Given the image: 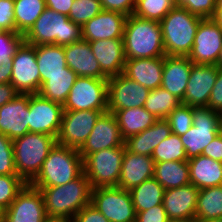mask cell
Segmentation results:
<instances>
[{"instance_id": "51", "label": "cell", "mask_w": 222, "mask_h": 222, "mask_svg": "<svg viewBox=\"0 0 222 222\" xmlns=\"http://www.w3.org/2000/svg\"><path fill=\"white\" fill-rule=\"evenodd\" d=\"M45 2L47 8L68 16L74 0H45Z\"/></svg>"}, {"instance_id": "36", "label": "cell", "mask_w": 222, "mask_h": 222, "mask_svg": "<svg viewBox=\"0 0 222 222\" xmlns=\"http://www.w3.org/2000/svg\"><path fill=\"white\" fill-rule=\"evenodd\" d=\"M181 100L162 87L150 90L144 108L157 119H166Z\"/></svg>"}, {"instance_id": "52", "label": "cell", "mask_w": 222, "mask_h": 222, "mask_svg": "<svg viewBox=\"0 0 222 222\" xmlns=\"http://www.w3.org/2000/svg\"><path fill=\"white\" fill-rule=\"evenodd\" d=\"M18 94L11 83L0 84V107L13 100Z\"/></svg>"}, {"instance_id": "35", "label": "cell", "mask_w": 222, "mask_h": 222, "mask_svg": "<svg viewBox=\"0 0 222 222\" xmlns=\"http://www.w3.org/2000/svg\"><path fill=\"white\" fill-rule=\"evenodd\" d=\"M46 8L45 0H14L15 32L24 35Z\"/></svg>"}, {"instance_id": "27", "label": "cell", "mask_w": 222, "mask_h": 222, "mask_svg": "<svg viewBox=\"0 0 222 222\" xmlns=\"http://www.w3.org/2000/svg\"><path fill=\"white\" fill-rule=\"evenodd\" d=\"M172 133L166 119H158L152 126L124 141L125 148L135 154L152 156L158 144Z\"/></svg>"}, {"instance_id": "61", "label": "cell", "mask_w": 222, "mask_h": 222, "mask_svg": "<svg viewBox=\"0 0 222 222\" xmlns=\"http://www.w3.org/2000/svg\"><path fill=\"white\" fill-rule=\"evenodd\" d=\"M216 9H222V0H216Z\"/></svg>"}, {"instance_id": "12", "label": "cell", "mask_w": 222, "mask_h": 222, "mask_svg": "<svg viewBox=\"0 0 222 222\" xmlns=\"http://www.w3.org/2000/svg\"><path fill=\"white\" fill-rule=\"evenodd\" d=\"M10 83L20 94H38L40 72L36 62L35 46L25 41L17 49L12 60Z\"/></svg>"}, {"instance_id": "8", "label": "cell", "mask_w": 222, "mask_h": 222, "mask_svg": "<svg viewBox=\"0 0 222 222\" xmlns=\"http://www.w3.org/2000/svg\"><path fill=\"white\" fill-rule=\"evenodd\" d=\"M220 115L209 107H193V125L180 136L188 160L201 155L219 134Z\"/></svg>"}, {"instance_id": "6", "label": "cell", "mask_w": 222, "mask_h": 222, "mask_svg": "<svg viewBox=\"0 0 222 222\" xmlns=\"http://www.w3.org/2000/svg\"><path fill=\"white\" fill-rule=\"evenodd\" d=\"M56 138L43 133L28 132L12 140L17 175L29 184L39 173Z\"/></svg>"}, {"instance_id": "48", "label": "cell", "mask_w": 222, "mask_h": 222, "mask_svg": "<svg viewBox=\"0 0 222 222\" xmlns=\"http://www.w3.org/2000/svg\"><path fill=\"white\" fill-rule=\"evenodd\" d=\"M208 107L213 111L222 113V67L219 68L218 75L208 101Z\"/></svg>"}, {"instance_id": "26", "label": "cell", "mask_w": 222, "mask_h": 222, "mask_svg": "<svg viewBox=\"0 0 222 222\" xmlns=\"http://www.w3.org/2000/svg\"><path fill=\"white\" fill-rule=\"evenodd\" d=\"M193 62L187 56H164L161 87L181 101L190 77Z\"/></svg>"}, {"instance_id": "45", "label": "cell", "mask_w": 222, "mask_h": 222, "mask_svg": "<svg viewBox=\"0 0 222 222\" xmlns=\"http://www.w3.org/2000/svg\"><path fill=\"white\" fill-rule=\"evenodd\" d=\"M0 30L15 32L14 0H0Z\"/></svg>"}, {"instance_id": "4", "label": "cell", "mask_w": 222, "mask_h": 222, "mask_svg": "<svg viewBox=\"0 0 222 222\" xmlns=\"http://www.w3.org/2000/svg\"><path fill=\"white\" fill-rule=\"evenodd\" d=\"M204 18L187 9L173 7L159 22L167 56H188L200 22Z\"/></svg>"}, {"instance_id": "50", "label": "cell", "mask_w": 222, "mask_h": 222, "mask_svg": "<svg viewBox=\"0 0 222 222\" xmlns=\"http://www.w3.org/2000/svg\"><path fill=\"white\" fill-rule=\"evenodd\" d=\"M202 155L222 162V137L219 134L205 147Z\"/></svg>"}, {"instance_id": "22", "label": "cell", "mask_w": 222, "mask_h": 222, "mask_svg": "<svg viewBox=\"0 0 222 222\" xmlns=\"http://www.w3.org/2000/svg\"><path fill=\"white\" fill-rule=\"evenodd\" d=\"M199 191L191 183L174 189H166L162 204L169 220L195 217Z\"/></svg>"}, {"instance_id": "31", "label": "cell", "mask_w": 222, "mask_h": 222, "mask_svg": "<svg viewBox=\"0 0 222 222\" xmlns=\"http://www.w3.org/2000/svg\"><path fill=\"white\" fill-rule=\"evenodd\" d=\"M154 178L166 189L190 184L188 161H164L154 164Z\"/></svg>"}, {"instance_id": "44", "label": "cell", "mask_w": 222, "mask_h": 222, "mask_svg": "<svg viewBox=\"0 0 222 222\" xmlns=\"http://www.w3.org/2000/svg\"><path fill=\"white\" fill-rule=\"evenodd\" d=\"M175 6L187 9L202 18H211L216 9V0H175Z\"/></svg>"}, {"instance_id": "49", "label": "cell", "mask_w": 222, "mask_h": 222, "mask_svg": "<svg viewBox=\"0 0 222 222\" xmlns=\"http://www.w3.org/2000/svg\"><path fill=\"white\" fill-rule=\"evenodd\" d=\"M74 222H109L97 209L91 204L85 206L79 211L73 219Z\"/></svg>"}, {"instance_id": "59", "label": "cell", "mask_w": 222, "mask_h": 222, "mask_svg": "<svg viewBox=\"0 0 222 222\" xmlns=\"http://www.w3.org/2000/svg\"><path fill=\"white\" fill-rule=\"evenodd\" d=\"M219 135L222 137V113L219 118Z\"/></svg>"}, {"instance_id": "21", "label": "cell", "mask_w": 222, "mask_h": 222, "mask_svg": "<svg viewBox=\"0 0 222 222\" xmlns=\"http://www.w3.org/2000/svg\"><path fill=\"white\" fill-rule=\"evenodd\" d=\"M67 66L80 77L108 79L94 56L89 42L84 39L64 45Z\"/></svg>"}, {"instance_id": "17", "label": "cell", "mask_w": 222, "mask_h": 222, "mask_svg": "<svg viewBox=\"0 0 222 222\" xmlns=\"http://www.w3.org/2000/svg\"><path fill=\"white\" fill-rule=\"evenodd\" d=\"M46 217L42 193L26 184L6 209L4 222H44Z\"/></svg>"}, {"instance_id": "32", "label": "cell", "mask_w": 222, "mask_h": 222, "mask_svg": "<svg viewBox=\"0 0 222 222\" xmlns=\"http://www.w3.org/2000/svg\"><path fill=\"white\" fill-rule=\"evenodd\" d=\"M77 77V74L67 66L66 72L47 76L38 94L45 99L64 105Z\"/></svg>"}, {"instance_id": "40", "label": "cell", "mask_w": 222, "mask_h": 222, "mask_svg": "<svg viewBox=\"0 0 222 222\" xmlns=\"http://www.w3.org/2000/svg\"><path fill=\"white\" fill-rule=\"evenodd\" d=\"M170 124L172 133L181 136L193 125V107L180 104L166 118Z\"/></svg>"}, {"instance_id": "11", "label": "cell", "mask_w": 222, "mask_h": 222, "mask_svg": "<svg viewBox=\"0 0 222 222\" xmlns=\"http://www.w3.org/2000/svg\"><path fill=\"white\" fill-rule=\"evenodd\" d=\"M104 112L106 111H63L57 144L79 150Z\"/></svg>"}, {"instance_id": "14", "label": "cell", "mask_w": 222, "mask_h": 222, "mask_svg": "<svg viewBox=\"0 0 222 222\" xmlns=\"http://www.w3.org/2000/svg\"><path fill=\"white\" fill-rule=\"evenodd\" d=\"M29 132L43 133L57 138L63 105L43 98L39 94H29Z\"/></svg>"}, {"instance_id": "13", "label": "cell", "mask_w": 222, "mask_h": 222, "mask_svg": "<svg viewBox=\"0 0 222 222\" xmlns=\"http://www.w3.org/2000/svg\"><path fill=\"white\" fill-rule=\"evenodd\" d=\"M150 90L123 73L108 78V111L143 107Z\"/></svg>"}, {"instance_id": "10", "label": "cell", "mask_w": 222, "mask_h": 222, "mask_svg": "<svg viewBox=\"0 0 222 222\" xmlns=\"http://www.w3.org/2000/svg\"><path fill=\"white\" fill-rule=\"evenodd\" d=\"M90 204L109 222H136L129 190L117 186L94 188Z\"/></svg>"}, {"instance_id": "60", "label": "cell", "mask_w": 222, "mask_h": 222, "mask_svg": "<svg viewBox=\"0 0 222 222\" xmlns=\"http://www.w3.org/2000/svg\"><path fill=\"white\" fill-rule=\"evenodd\" d=\"M199 222H222V218L210 219V220H199Z\"/></svg>"}, {"instance_id": "56", "label": "cell", "mask_w": 222, "mask_h": 222, "mask_svg": "<svg viewBox=\"0 0 222 222\" xmlns=\"http://www.w3.org/2000/svg\"><path fill=\"white\" fill-rule=\"evenodd\" d=\"M169 222H199V219L196 217H191L187 219L170 220Z\"/></svg>"}, {"instance_id": "2", "label": "cell", "mask_w": 222, "mask_h": 222, "mask_svg": "<svg viewBox=\"0 0 222 222\" xmlns=\"http://www.w3.org/2000/svg\"><path fill=\"white\" fill-rule=\"evenodd\" d=\"M123 43L126 59L156 58L166 55L160 23L134 14L127 17Z\"/></svg>"}, {"instance_id": "28", "label": "cell", "mask_w": 222, "mask_h": 222, "mask_svg": "<svg viewBox=\"0 0 222 222\" xmlns=\"http://www.w3.org/2000/svg\"><path fill=\"white\" fill-rule=\"evenodd\" d=\"M190 183L199 190L222 185V162L204 155L188 160Z\"/></svg>"}, {"instance_id": "19", "label": "cell", "mask_w": 222, "mask_h": 222, "mask_svg": "<svg viewBox=\"0 0 222 222\" xmlns=\"http://www.w3.org/2000/svg\"><path fill=\"white\" fill-rule=\"evenodd\" d=\"M29 94H18L0 107V134L9 139L24 136L29 132Z\"/></svg>"}, {"instance_id": "1", "label": "cell", "mask_w": 222, "mask_h": 222, "mask_svg": "<svg viewBox=\"0 0 222 222\" xmlns=\"http://www.w3.org/2000/svg\"><path fill=\"white\" fill-rule=\"evenodd\" d=\"M43 196L45 211L50 217L74 219L91 203V185L84 173L73 181L55 187L36 188Z\"/></svg>"}, {"instance_id": "42", "label": "cell", "mask_w": 222, "mask_h": 222, "mask_svg": "<svg viewBox=\"0 0 222 222\" xmlns=\"http://www.w3.org/2000/svg\"><path fill=\"white\" fill-rule=\"evenodd\" d=\"M24 41L23 34L0 30V60H13L17 49Z\"/></svg>"}, {"instance_id": "38", "label": "cell", "mask_w": 222, "mask_h": 222, "mask_svg": "<svg viewBox=\"0 0 222 222\" xmlns=\"http://www.w3.org/2000/svg\"><path fill=\"white\" fill-rule=\"evenodd\" d=\"M175 7V0H136L133 14L160 22Z\"/></svg>"}, {"instance_id": "57", "label": "cell", "mask_w": 222, "mask_h": 222, "mask_svg": "<svg viewBox=\"0 0 222 222\" xmlns=\"http://www.w3.org/2000/svg\"><path fill=\"white\" fill-rule=\"evenodd\" d=\"M6 208L0 204V222L5 221Z\"/></svg>"}, {"instance_id": "53", "label": "cell", "mask_w": 222, "mask_h": 222, "mask_svg": "<svg viewBox=\"0 0 222 222\" xmlns=\"http://www.w3.org/2000/svg\"><path fill=\"white\" fill-rule=\"evenodd\" d=\"M12 76V60H0V84L10 83Z\"/></svg>"}, {"instance_id": "29", "label": "cell", "mask_w": 222, "mask_h": 222, "mask_svg": "<svg viewBox=\"0 0 222 222\" xmlns=\"http://www.w3.org/2000/svg\"><path fill=\"white\" fill-rule=\"evenodd\" d=\"M36 62L40 72V87L47 80V76L66 72V58L64 46L42 44L35 46Z\"/></svg>"}, {"instance_id": "55", "label": "cell", "mask_w": 222, "mask_h": 222, "mask_svg": "<svg viewBox=\"0 0 222 222\" xmlns=\"http://www.w3.org/2000/svg\"><path fill=\"white\" fill-rule=\"evenodd\" d=\"M73 219L65 218V217H50L47 216L44 222H72Z\"/></svg>"}, {"instance_id": "7", "label": "cell", "mask_w": 222, "mask_h": 222, "mask_svg": "<svg viewBox=\"0 0 222 222\" xmlns=\"http://www.w3.org/2000/svg\"><path fill=\"white\" fill-rule=\"evenodd\" d=\"M125 146L103 149L83 159V173L90 181L91 188L117 186Z\"/></svg>"}, {"instance_id": "58", "label": "cell", "mask_w": 222, "mask_h": 222, "mask_svg": "<svg viewBox=\"0 0 222 222\" xmlns=\"http://www.w3.org/2000/svg\"><path fill=\"white\" fill-rule=\"evenodd\" d=\"M216 65L219 67H222V46H221L220 54H219L218 61H217Z\"/></svg>"}, {"instance_id": "43", "label": "cell", "mask_w": 222, "mask_h": 222, "mask_svg": "<svg viewBox=\"0 0 222 222\" xmlns=\"http://www.w3.org/2000/svg\"><path fill=\"white\" fill-rule=\"evenodd\" d=\"M0 175H17L12 139L0 134Z\"/></svg>"}, {"instance_id": "34", "label": "cell", "mask_w": 222, "mask_h": 222, "mask_svg": "<svg viewBox=\"0 0 222 222\" xmlns=\"http://www.w3.org/2000/svg\"><path fill=\"white\" fill-rule=\"evenodd\" d=\"M195 217L199 220L222 218V185L199 191Z\"/></svg>"}, {"instance_id": "54", "label": "cell", "mask_w": 222, "mask_h": 222, "mask_svg": "<svg viewBox=\"0 0 222 222\" xmlns=\"http://www.w3.org/2000/svg\"><path fill=\"white\" fill-rule=\"evenodd\" d=\"M211 19L222 29V9H215Z\"/></svg>"}, {"instance_id": "9", "label": "cell", "mask_w": 222, "mask_h": 222, "mask_svg": "<svg viewBox=\"0 0 222 222\" xmlns=\"http://www.w3.org/2000/svg\"><path fill=\"white\" fill-rule=\"evenodd\" d=\"M108 111V79L78 76L63 111Z\"/></svg>"}, {"instance_id": "18", "label": "cell", "mask_w": 222, "mask_h": 222, "mask_svg": "<svg viewBox=\"0 0 222 222\" xmlns=\"http://www.w3.org/2000/svg\"><path fill=\"white\" fill-rule=\"evenodd\" d=\"M219 68L217 65L192 64L184 99L181 103L191 107H208Z\"/></svg>"}, {"instance_id": "41", "label": "cell", "mask_w": 222, "mask_h": 222, "mask_svg": "<svg viewBox=\"0 0 222 222\" xmlns=\"http://www.w3.org/2000/svg\"><path fill=\"white\" fill-rule=\"evenodd\" d=\"M25 185L18 175H0V204L7 209Z\"/></svg>"}, {"instance_id": "16", "label": "cell", "mask_w": 222, "mask_h": 222, "mask_svg": "<svg viewBox=\"0 0 222 222\" xmlns=\"http://www.w3.org/2000/svg\"><path fill=\"white\" fill-rule=\"evenodd\" d=\"M124 141L114 113L106 111L96 121L93 130L79 149V154L84 159L87 155L103 149L125 146Z\"/></svg>"}, {"instance_id": "39", "label": "cell", "mask_w": 222, "mask_h": 222, "mask_svg": "<svg viewBox=\"0 0 222 222\" xmlns=\"http://www.w3.org/2000/svg\"><path fill=\"white\" fill-rule=\"evenodd\" d=\"M103 10L100 0H74L69 19L81 27Z\"/></svg>"}, {"instance_id": "23", "label": "cell", "mask_w": 222, "mask_h": 222, "mask_svg": "<svg viewBox=\"0 0 222 222\" xmlns=\"http://www.w3.org/2000/svg\"><path fill=\"white\" fill-rule=\"evenodd\" d=\"M89 44L107 78L123 73L126 62L123 39L97 40Z\"/></svg>"}, {"instance_id": "20", "label": "cell", "mask_w": 222, "mask_h": 222, "mask_svg": "<svg viewBox=\"0 0 222 222\" xmlns=\"http://www.w3.org/2000/svg\"><path fill=\"white\" fill-rule=\"evenodd\" d=\"M127 17L117 11L102 10L81 27L82 39L87 42L123 39Z\"/></svg>"}, {"instance_id": "25", "label": "cell", "mask_w": 222, "mask_h": 222, "mask_svg": "<svg viewBox=\"0 0 222 222\" xmlns=\"http://www.w3.org/2000/svg\"><path fill=\"white\" fill-rule=\"evenodd\" d=\"M164 56L144 59H126L123 74L149 90L161 87Z\"/></svg>"}, {"instance_id": "24", "label": "cell", "mask_w": 222, "mask_h": 222, "mask_svg": "<svg viewBox=\"0 0 222 222\" xmlns=\"http://www.w3.org/2000/svg\"><path fill=\"white\" fill-rule=\"evenodd\" d=\"M154 164L151 156L135 154L125 148L117 187L130 190L145 180L153 178Z\"/></svg>"}, {"instance_id": "37", "label": "cell", "mask_w": 222, "mask_h": 222, "mask_svg": "<svg viewBox=\"0 0 222 222\" xmlns=\"http://www.w3.org/2000/svg\"><path fill=\"white\" fill-rule=\"evenodd\" d=\"M151 157L154 163L164 161H188L181 138L174 133H171L168 138L158 144Z\"/></svg>"}, {"instance_id": "15", "label": "cell", "mask_w": 222, "mask_h": 222, "mask_svg": "<svg viewBox=\"0 0 222 222\" xmlns=\"http://www.w3.org/2000/svg\"><path fill=\"white\" fill-rule=\"evenodd\" d=\"M222 46V29L211 19H203L197 29L191 52L193 64L216 65Z\"/></svg>"}, {"instance_id": "47", "label": "cell", "mask_w": 222, "mask_h": 222, "mask_svg": "<svg viewBox=\"0 0 222 222\" xmlns=\"http://www.w3.org/2000/svg\"><path fill=\"white\" fill-rule=\"evenodd\" d=\"M103 10L117 11L130 16L133 14L136 0H100Z\"/></svg>"}, {"instance_id": "3", "label": "cell", "mask_w": 222, "mask_h": 222, "mask_svg": "<svg viewBox=\"0 0 222 222\" xmlns=\"http://www.w3.org/2000/svg\"><path fill=\"white\" fill-rule=\"evenodd\" d=\"M83 173V158L78 149L56 145L49 151L37 176L29 183L34 188L65 185Z\"/></svg>"}, {"instance_id": "5", "label": "cell", "mask_w": 222, "mask_h": 222, "mask_svg": "<svg viewBox=\"0 0 222 222\" xmlns=\"http://www.w3.org/2000/svg\"><path fill=\"white\" fill-rule=\"evenodd\" d=\"M82 39L81 26L72 22L67 15L46 8L32 27L24 34L30 45H68Z\"/></svg>"}, {"instance_id": "30", "label": "cell", "mask_w": 222, "mask_h": 222, "mask_svg": "<svg viewBox=\"0 0 222 222\" xmlns=\"http://www.w3.org/2000/svg\"><path fill=\"white\" fill-rule=\"evenodd\" d=\"M114 115L124 140L141 133L158 120L144 106L117 110Z\"/></svg>"}, {"instance_id": "46", "label": "cell", "mask_w": 222, "mask_h": 222, "mask_svg": "<svg viewBox=\"0 0 222 222\" xmlns=\"http://www.w3.org/2000/svg\"><path fill=\"white\" fill-rule=\"evenodd\" d=\"M163 204L136 213V222H169Z\"/></svg>"}, {"instance_id": "33", "label": "cell", "mask_w": 222, "mask_h": 222, "mask_svg": "<svg viewBox=\"0 0 222 222\" xmlns=\"http://www.w3.org/2000/svg\"><path fill=\"white\" fill-rule=\"evenodd\" d=\"M135 212H142L161 205L165 189L153 177L129 190Z\"/></svg>"}]
</instances>
